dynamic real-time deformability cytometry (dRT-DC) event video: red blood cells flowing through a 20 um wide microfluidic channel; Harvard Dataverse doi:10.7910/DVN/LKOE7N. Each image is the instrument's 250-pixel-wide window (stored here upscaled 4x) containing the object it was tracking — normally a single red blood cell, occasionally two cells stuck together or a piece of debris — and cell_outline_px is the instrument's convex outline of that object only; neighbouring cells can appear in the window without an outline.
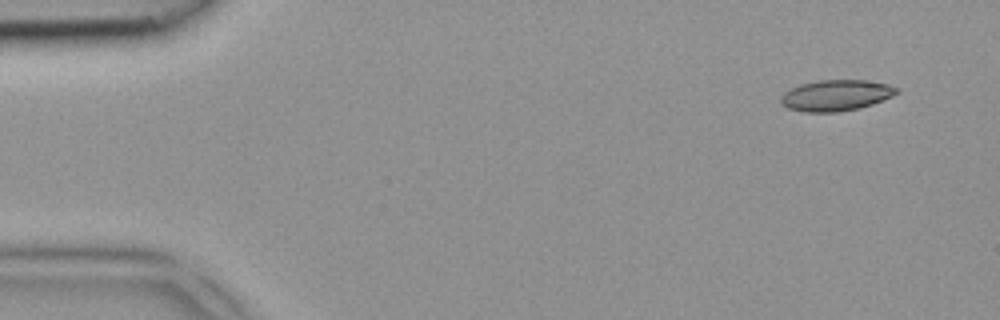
{"species": "common noctule bat (a hibernating species)", "species_latin": "Nyctalus noctula", "temperature_condition": "room temperature", "stored_images_in_passage": 5, "camera_frame_rate_fps": 3000, "um_per_image_px": 0.085, "animal": {"sex": "female", "body_mass_g": 18.4}, "frame": {"image": 1, "passage_image": 1, "time_ms": 0.0, "image_size_px": [1000, 320], "cell_outline_px": [[900, 92], [892, 96], [872, 104], [860, 108], [840, 112], [804, 112], [788, 108], [780, 104], [780, 96], [784, 92], [800, 84], [820, 80], [864, 80], [888, 84], [900, 88]], "centroid_in_image_um": [71.06, 8.11], "position_along_channel_um": 13.9, "area_um2": 21.1}}
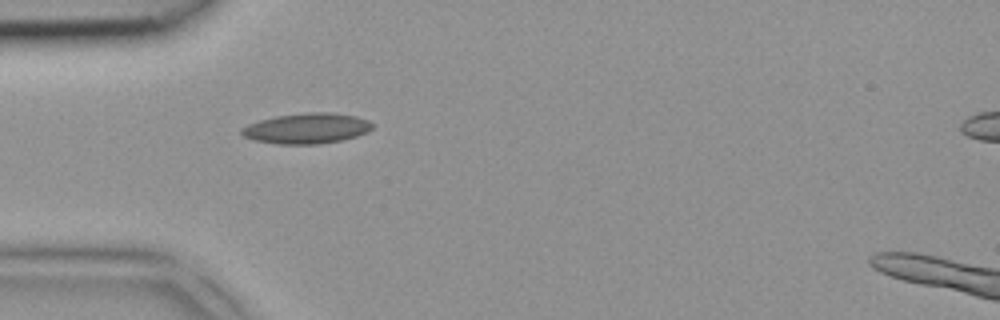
{"frame": {"image": 2, "passage_image": 4, "time_ms": 1.0, "image_size_px": [1000, 320], "cell_outline_px": [[372, 128], [368, 132], [356, 136], [340, 140], [316, 144], [276, 144], [256, 140], [244, 136], [240, 132], [240, 128], [248, 124], [260, 120], [276, 116], [308, 112], [332, 112], [356, 116], [368, 120], [372, 124]], "centroid_in_image_um": [26.07, 10.9], "position_along_channel_um": 58.9, "area_um2": 23.12}}